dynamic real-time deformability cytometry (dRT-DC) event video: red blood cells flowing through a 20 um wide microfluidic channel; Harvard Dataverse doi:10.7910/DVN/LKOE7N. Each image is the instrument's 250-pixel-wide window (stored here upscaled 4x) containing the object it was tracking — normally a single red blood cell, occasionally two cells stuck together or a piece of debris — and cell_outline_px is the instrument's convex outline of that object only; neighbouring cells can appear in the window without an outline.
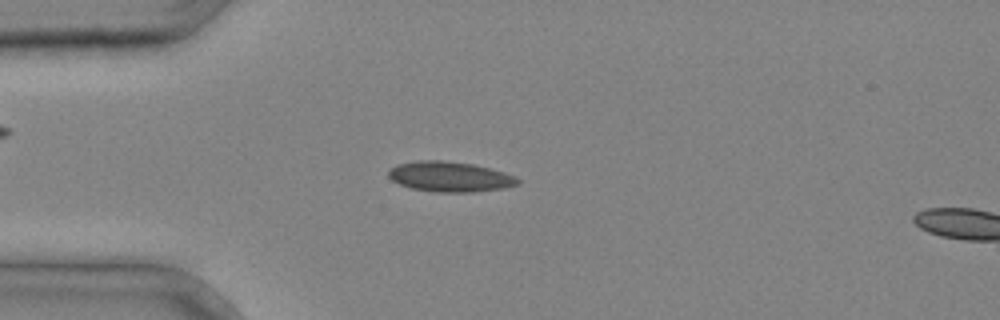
{"species": "common noctule bat (a hibernating species)", "species_latin": "Nyctalus noctula", "temperature_condition": "cold", "stored_images_in_passage": 36, "camera_frame_rate_fps": 3000, "um_per_image_px": 0.085, "animal": {"sex": "male", "body_mass_g": 20.4}, "frame": {"image": 1, "passage_image": 9, "time_ms": 2.667, "image_size_px": [1000, 320], "cell_outline_px": [[520, 184], [504, 188], [472, 192], [436, 192], [412, 188], [400, 184], [392, 180], [388, 176], [388, 172], [396, 164], [416, 160], [444, 160], [472, 164], [504, 172], [516, 176], [520, 180]], "centroid_in_image_um": [38.25, 15.01], "position_along_channel_um": 46.8, "area_um2": 22.77}}
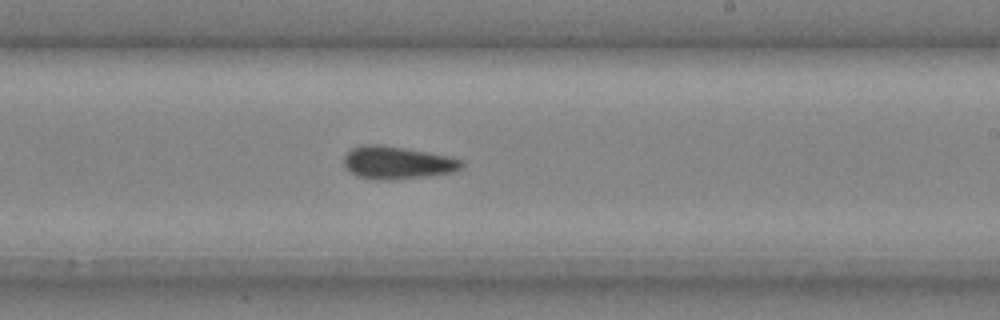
{"frame": {"image": 2, "passage_image": 22, "time_ms": 7.0, "image_size_px": [1000, 320], "cell_outline_px": [[464, 164], [460, 168], [452, 172], [424, 176], [360, 176], [344, 168], [344, 156], [352, 148], [360, 144], [384, 144], [448, 156], [464, 160]], "centroid_in_image_um": [33.78, 13.74], "position_along_channel_um": 255.2, "area_um2": 21.27}}
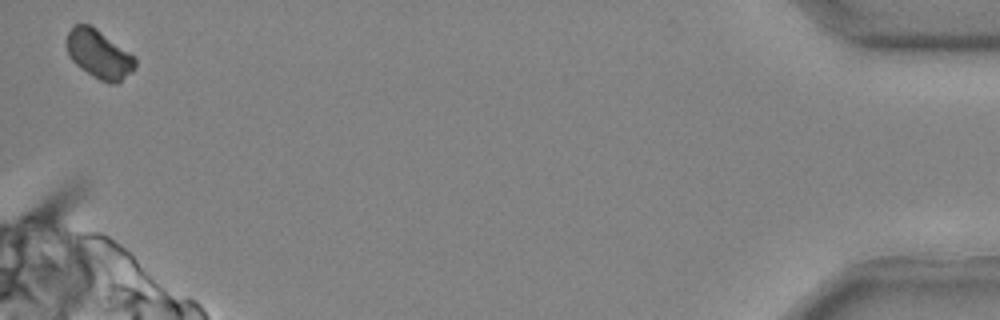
{"frame": {"image": 3, "passage_image": 36, "time_ms": 11.667, "image_size_px": [1000, 320], "cell_outline_px": [[136, 68], [132, 72], [116, 84], [108, 84], [92, 76], [80, 68], [68, 56], [64, 40], [68, 32], [76, 24], [88, 24], [96, 28], [136, 56]], "centroid_in_image_um": [8.41, 4.61], "position_along_channel_um": 426.8, "area_um2": 19.77}}